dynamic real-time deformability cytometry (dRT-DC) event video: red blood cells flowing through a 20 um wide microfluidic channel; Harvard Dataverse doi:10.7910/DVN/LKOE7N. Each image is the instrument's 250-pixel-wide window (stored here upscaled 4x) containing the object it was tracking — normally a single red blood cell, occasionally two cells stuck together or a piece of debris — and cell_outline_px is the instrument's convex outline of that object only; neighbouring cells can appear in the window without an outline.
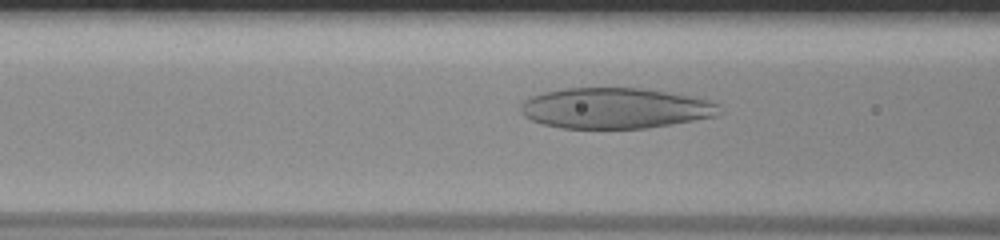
{"species": "human", "species_latin": "Homo sapiens", "temperature_condition": "room temperature", "stored_images_in_passage": 39, "camera_frame_rate_fps": 3000, "um_per_image_px": 0.085, "donor": {"sex": "male"}, "frame": {"image": 1, "passage_image": 9, "time_ms": 2.667, "image_size_px": [1000, 240], "cell_outline_px": [[724, 112], [716, 116], [672, 124], [648, 128], [564, 128], [544, 124], [532, 120], [524, 116], [520, 112], [520, 104], [524, 100], [532, 96], [544, 92], [564, 88], [644, 88], [712, 100], [720, 104]], "centroid_in_image_um": [52.33, 9.19], "position_along_channel_um": 114.3, "area_um2": 47.34}}
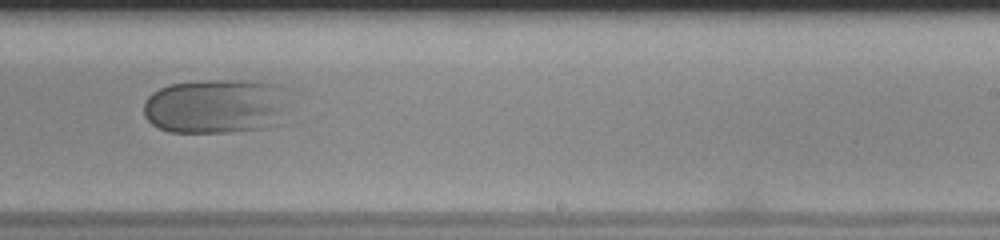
{"frame": {"image": 2, "passage_image": 21, "time_ms": 6.667, "image_size_px": [1000, 240], "cell_outline_px": [[292, 88], [284, 120], [280, 124], [272, 128], [228, 132], [168, 132], [152, 124], [144, 116], [144, 100], [152, 92], [168, 84], [204, 80], [244, 80], [280, 84]], "centroid_in_image_um": [18.49, 9.02], "position_along_channel_um": 270.5, "area_um2": 48.15}}
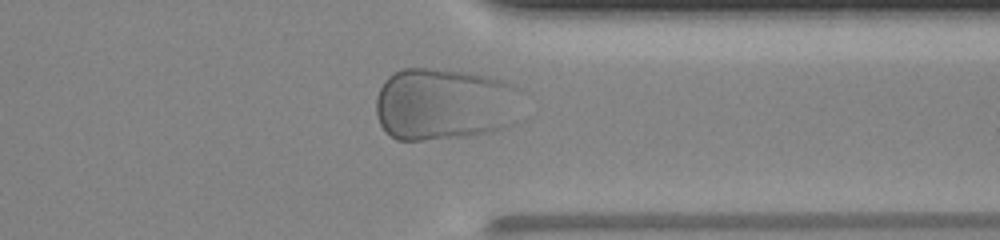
{"frame": {"image": 3, "passage_image": 29, "time_ms": 9.333, "image_size_px": [1000, 240], "cell_outline_px": [[520, 88], [512, 124], [504, 128], [492, 132], [464, 136], [424, 140], [396, 140], [384, 132], [376, 116], [376, 96], [384, 80], [388, 76], [404, 68], [428, 68], [472, 72], [488, 76], [512, 84]], "centroid_in_image_um": [37.71, 8.85], "position_along_channel_um": 373.7, "area_um2": 61.85}}